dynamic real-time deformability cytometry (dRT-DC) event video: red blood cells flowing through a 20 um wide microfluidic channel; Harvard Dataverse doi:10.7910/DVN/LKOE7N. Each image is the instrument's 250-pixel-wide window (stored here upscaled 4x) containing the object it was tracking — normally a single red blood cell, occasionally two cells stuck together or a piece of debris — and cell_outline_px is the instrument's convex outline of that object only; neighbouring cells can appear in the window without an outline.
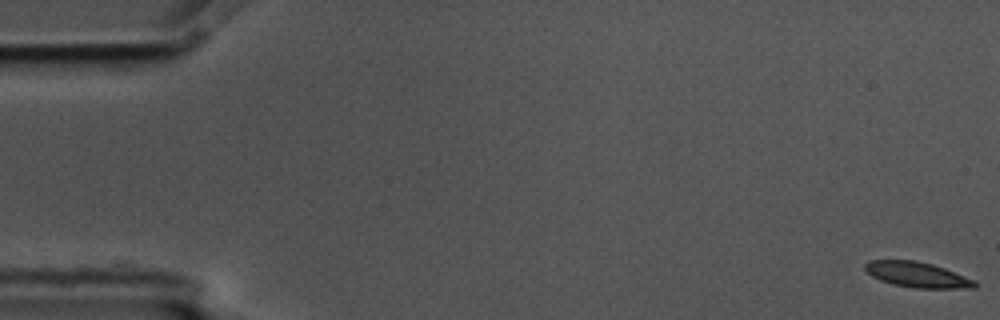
{"species": "common noctule bat (a hibernating species)", "species_latin": "Nyctalus noctula", "temperature_condition": "cold", "stored_images_in_passage": 10, "camera_frame_rate_fps": 3000, "um_per_image_px": 0.085, "animal": {"sex": "male", "body_mass_g": 17.5, "forearm_length_mm": 52.3}, "frame": {"image": 1, "passage_image": 1, "time_ms": 0.0, "image_size_px": [1000, 320], "cell_outline_px": [[976, 288], [916, 288], [892, 284], [880, 280], [872, 276], [864, 268], [864, 264], [868, 260], [916, 260], [932, 264], [944, 268], [976, 280]], "centroid_in_image_um": [77.96, 23.34], "position_along_channel_um": 7.0, "area_um2": 16.24}}
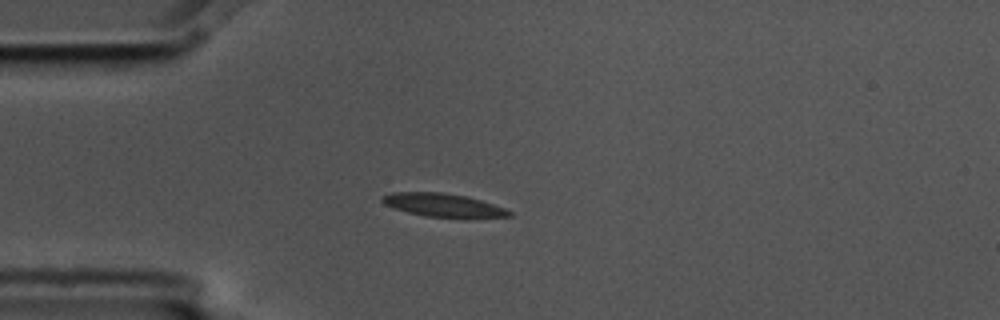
{"frame": {"image": 2, "passage_image": 5, "time_ms": 1.333, "image_size_px": [1000, 320], "cell_outline_px": [[512, 216], [424, 216], [408, 212], [384, 204], [380, 200], [384, 196], [392, 192], [440, 192], [468, 196], [504, 208], [512, 212]], "centroid_in_image_um": [37.6, 17.4], "position_along_channel_um": 47.4, "area_um2": 16.53}}